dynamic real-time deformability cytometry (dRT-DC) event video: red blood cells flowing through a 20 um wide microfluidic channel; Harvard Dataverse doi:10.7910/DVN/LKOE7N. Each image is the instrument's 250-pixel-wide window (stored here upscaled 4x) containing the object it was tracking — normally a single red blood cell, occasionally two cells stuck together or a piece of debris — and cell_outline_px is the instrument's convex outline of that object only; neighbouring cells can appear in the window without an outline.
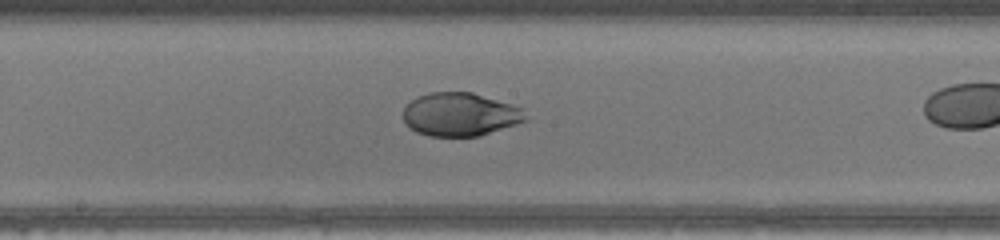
{"species": "human", "species_latin": "Homo sapiens", "temperature_condition": "warm", "stored_images_in_passage": 25, "camera_frame_rate_fps": 3000, "um_per_image_px": 0.085, "donor": {"sex": "male"}, "frame": {"image": 1, "passage_image": 15, "time_ms": 4.667, "image_size_px": [1000, 240], "cell_outline_px": [[528, 120], [480, 136], [428, 136], [416, 132], [408, 128], [404, 120], [404, 108], [416, 96], [428, 92], [472, 92], [512, 104], [524, 108]], "centroid_in_image_um": [39.12, 9.72], "position_along_channel_um": 209.1, "area_um2": 31.15}}
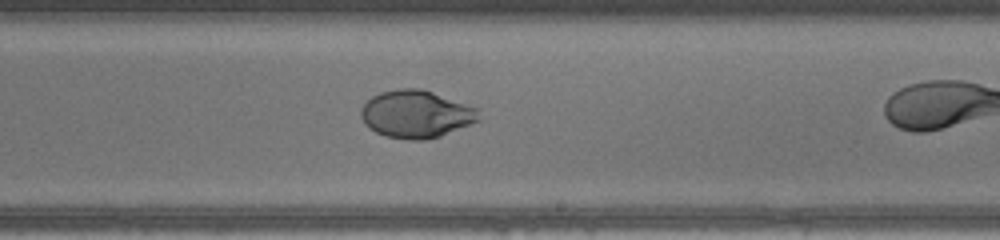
{"frame": {"image": 2, "passage_image": 18, "time_ms": 5.667, "image_size_px": [1000, 240], "cell_outline_px": [[480, 120], [440, 136], [428, 140], [408, 140], [384, 136], [368, 128], [364, 124], [360, 116], [360, 108], [372, 96], [380, 92], [396, 88], [420, 88], [480, 108]], "centroid_in_image_um": [35.36, 9.7], "position_along_channel_um": 253.6, "area_um2": 33.06}}